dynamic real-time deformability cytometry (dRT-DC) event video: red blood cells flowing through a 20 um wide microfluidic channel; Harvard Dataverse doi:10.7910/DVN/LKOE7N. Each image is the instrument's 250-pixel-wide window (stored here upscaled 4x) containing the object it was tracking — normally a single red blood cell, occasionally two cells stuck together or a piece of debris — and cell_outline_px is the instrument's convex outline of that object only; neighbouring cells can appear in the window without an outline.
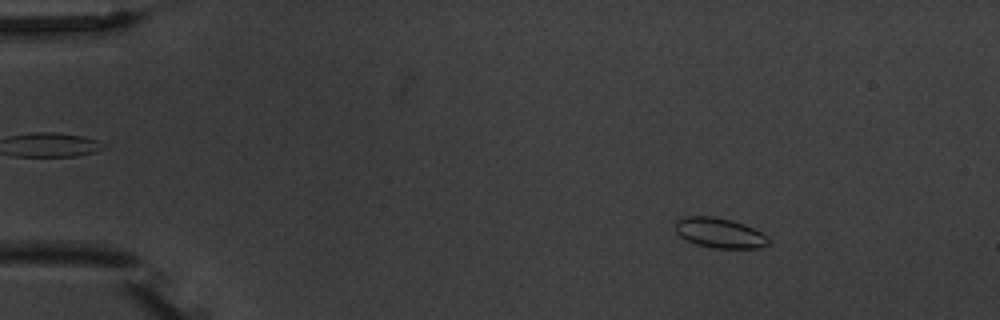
{"species": "common noctule bat (a hibernating species)", "species_latin": "Nyctalus noctula", "temperature_condition": "warm", "stored_images_in_passage": 5, "camera_frame_rate_fps": 3000, "um_per_image_px": 0.085, "animal": {"sex": "male", "body_mass_g": 20.1, "forearm_length_mm": 53.5}, "frame": {"image": 1, "passage_image": 2, "time_ms": 1.0, "image_size_px": [1000, 320], "cell_outline_px": [[768, 244], [760, 248], [716, 248], [696, 244], [680, 236], [676, 232], [676, 220], [684, 216], [712, 216], [732, 220], [744, 224], [768, 236]], "centroid_in_image_um": [61.16, 19.79], "position_along_channel_um": 23.8, "area_um2": 16.18}}